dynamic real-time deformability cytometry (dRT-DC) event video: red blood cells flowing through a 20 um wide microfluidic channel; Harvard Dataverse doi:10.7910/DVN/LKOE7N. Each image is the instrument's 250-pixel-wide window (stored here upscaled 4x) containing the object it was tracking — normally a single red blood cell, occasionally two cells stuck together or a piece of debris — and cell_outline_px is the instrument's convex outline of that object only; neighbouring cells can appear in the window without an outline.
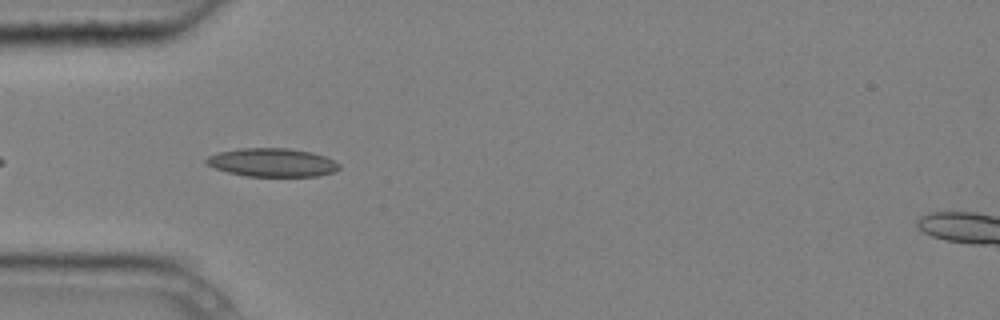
{"species": "common noctule bat (a hibernating species)", "species_latin": "Nyctalus noctula", "temperature_condition": "cold", "stored_images_in_passage": 8, "camera_frame_rate_fps": 3000, "um_per_image_px": 0.085, "animal": {"sex": "male", "body_mass_g": 20.4}, "frame": {"image": 1, "passage_image": 5, "time_ms": 1.333, "image_size_px": [1000, 320], "cell_outline_px": [[340, 168], [336, 172], [320, 176], [248, 176], [228, 172], [216, 168], [208, 164], [204, 160], [208, 156], [220, 152], [240, 148], [288, 148], [312, 152], [324, 156], [340, 164]], "centroid_in_image_um": [23.18, 13.81], "position_along_channel_um": 61.8, "area_um2": 21.96}}
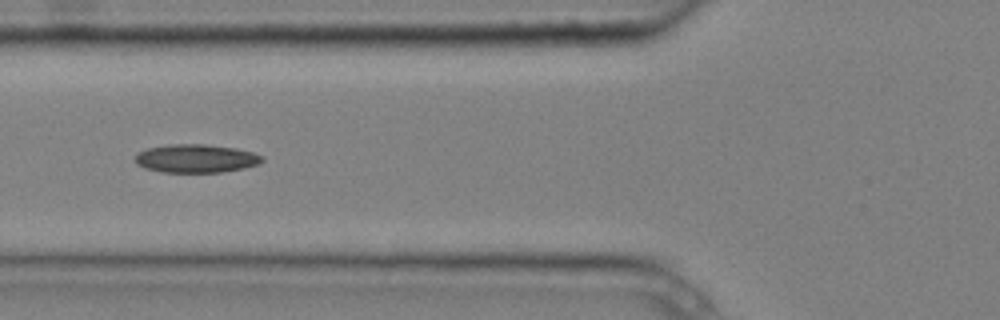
{"frame": {"image": 2, "passage_image": 6, "time_ms": 1.667, "image_size_px": [1000, 320], "cell_outline_px": [[264, 160], [260, 164], [244, 168], [220, 172], [164, 172], [144, 168], [136, 164], [136, 156], [140, 152], [148, 148], [168, 144], [204, 144], [236, 148], [252, 152], [264, 156]], "centroid_in_image_um": [16.7, 13.47], "position_along_channel_um": 109.1, "area_um2": 20.98}}
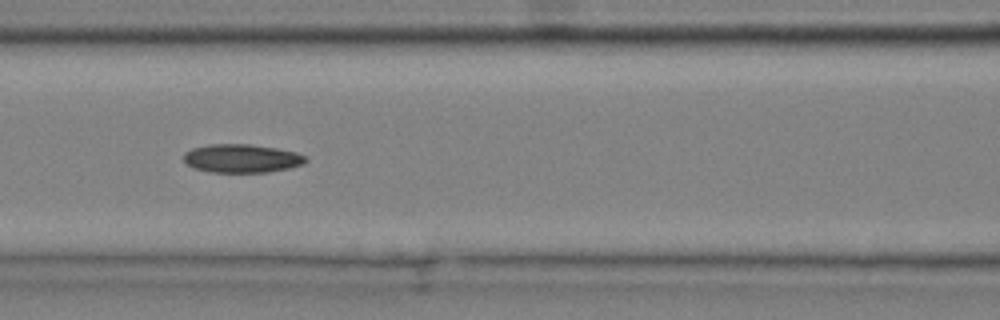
{"frame": {"image": 3, "passage_image": 7, "time_ms": 2.0, "image_size_px": [1000, 320], "cell_outline_px": [[308, 160], [304, 164], [288, 168], [268, 172], [208, 172], [192, 168], [184, 160], [184, 152], [192, 148], [208, 144], [248, 144], [276, 148], [296, 152], [308, 156]], "centroid_in_image_um": [20.55, 13.46], "position_along_channel_um": 146.0, "area_um2": 20.4}}